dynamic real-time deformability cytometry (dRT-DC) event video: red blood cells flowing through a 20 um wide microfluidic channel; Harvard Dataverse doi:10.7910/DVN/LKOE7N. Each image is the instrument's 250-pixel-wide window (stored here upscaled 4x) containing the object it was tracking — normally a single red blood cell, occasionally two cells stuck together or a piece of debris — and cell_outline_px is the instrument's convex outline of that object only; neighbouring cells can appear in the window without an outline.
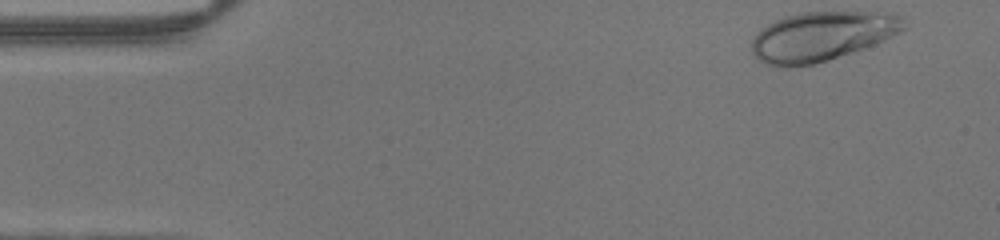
{"species": "human", "species_latin": "Homo sapiens", "temperature_condition": "warm", "stored_images_in_passage": 45, "camera_frame_rate_fps": 3000, "um_per_image_px": 0.085, "donor": {"sex": "male"}, "frame": {"image": 1, "passage_image": 1, "time_ms": 0.0, "image_size_px": [1000, 240], "cell_outline_px": [[908, 28], [884, 40], [852, 52], [828, 60], [812, 64], [792, 68], [776, 68], [764, 64], [752, 52], [752, 40], [756, 32], [760, 28], [784, 16], [804, 12], [892, 12], [900, 16]], "centroid_in_image_um": [69.83, 3.09], "position_along_channel_um": 15.2, "area_um2": 44.1}}
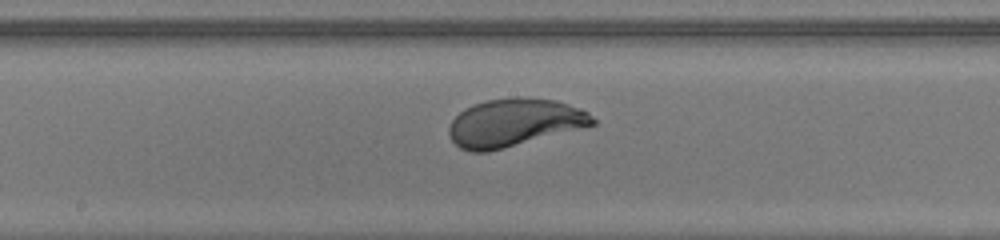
{"frame": {"image": 2, "passage_image": 22, "time_ms": 7.0, "image_size_px": [1000, 240], "cell_outline_px": [[596, 124], [504, 148], [488, 152], [468, 152], [460, 148], [452, 140], [448, 132], [448, 128], [452, 120], [464, 108], [472, 104], [488, 100], [516, 96], [520, 96], [556, 100], [580, 108], [588, 112], [596, 120]], "centroid_in_image_um": [43.68, 10.41], "position_along_channel_um": 204.5, "area_um2": 40.06}}
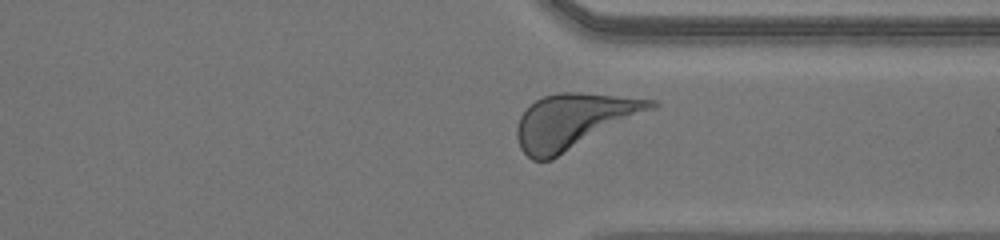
{"frame": {"image": 3, "passage_image": 33, "time_ms": 10.667, "image_size_px": [1000, 240], "cell_outline_px": [[660, 104], [656, 108], [552, 160], [532, 160], [520, 148], [516, 136], [516, 128], [520, 116], [536, 100], [544, 96], [560, 92], [580, 92], [656, 100]], "centroid_in_image_um": [48.78, 10.3], "position_along_channel_um": 362.6, "area_um2": 42.83}}